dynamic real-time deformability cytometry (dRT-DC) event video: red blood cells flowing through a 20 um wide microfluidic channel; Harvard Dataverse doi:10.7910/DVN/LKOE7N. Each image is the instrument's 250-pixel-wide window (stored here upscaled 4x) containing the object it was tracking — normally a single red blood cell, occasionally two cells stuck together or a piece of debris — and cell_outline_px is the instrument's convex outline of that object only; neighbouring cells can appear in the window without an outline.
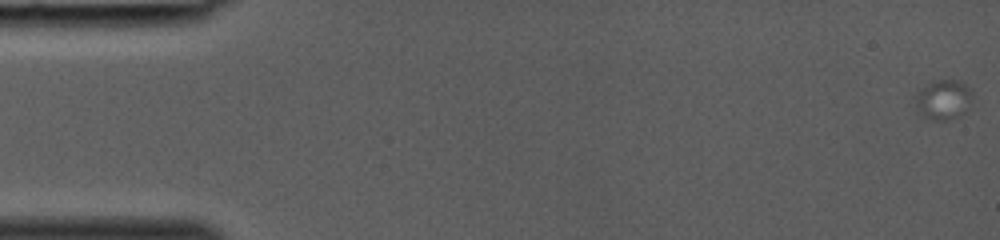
{"species": "common noctule bat (a hibernating species)", "species_latin": "Nyctalus noctula", "temperature_condition": "room temperature", "stored_images_in_passage": 17, "camera_frame_rate_fps": 3000, "um_per_image_px": 0.085, "animal": {"sex": "female", "body_mass_g": 19.0, "forearm_length_mm": 53.3}, "frame": {"image": 1, "passage_image": 1, "time_ms": 0.0, "image_size_px": [1000, 240], "cell_outline_px": [[972, 96], [964, 112], [948, 120], [928, 120], [920, 116], [916, 112], [916, 92], [920, 88], [932, 80], [960, 80], [972, 88]], "centroid_in_image_um": [80.14, 8.45], "position_along_channel_um": 4.9, "area_um2": 13.53}}
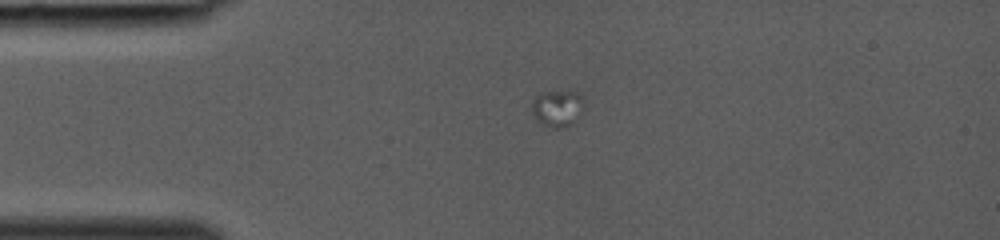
{"frame": {"image": 2, "passage_image": 12, "time_ms": 3.667, "image_size_px": [1000, 240], "cell_outline_px": [[584, 100], [572, 124], [560, 128], [552, 128], [536, 120], [532, 112], [532, 100], [536, 96], [544, 92], [572, 88], [580, 92], [584, 96]], "centroid_in_image_um": [47.38, 9.12], "position_along_channel_um": 37.6, "area_um2": 11.33}}
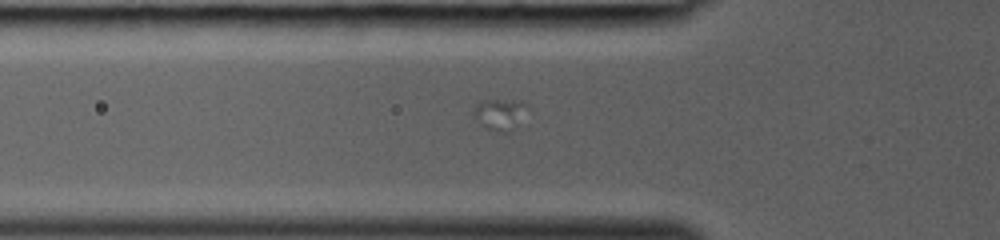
{"frame": {"image": 3, "passage_image": 17, "time_ms": 5.333, "image_size_px": [1000, 240], "cell_outline_px": [[528, 108], [512, 132], [500, 132], [484, 128], [472, 116], [472, 112], [476, 104], [480, 100], [524, 100]], "centroid_in_image_um": [42.46, 9.7], "position_along_channel_um": 83.3, "area_um2": 10.06}}